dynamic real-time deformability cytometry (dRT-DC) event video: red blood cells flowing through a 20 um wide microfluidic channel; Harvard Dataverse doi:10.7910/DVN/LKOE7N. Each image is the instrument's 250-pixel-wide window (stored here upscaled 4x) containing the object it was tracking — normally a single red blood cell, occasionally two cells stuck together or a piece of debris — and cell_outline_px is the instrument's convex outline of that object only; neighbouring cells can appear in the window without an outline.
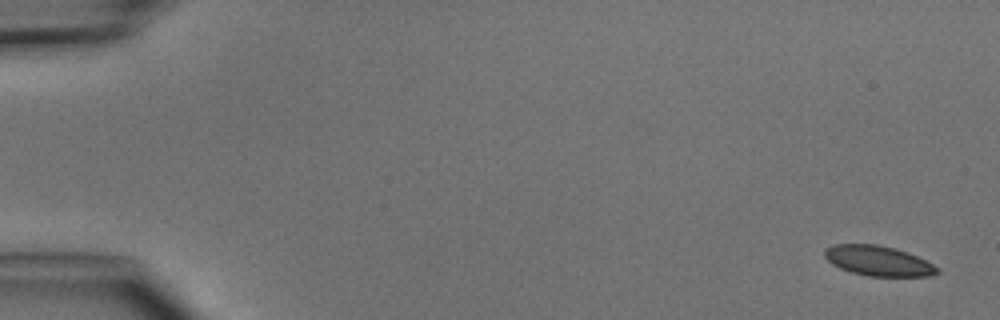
{"species": "common noctule bat (a hibernating species)", "species_latin": "Nyctalus noctula", "temperature_condition": "cold", "stored_images_in_passage": 2, "camera_frame_rate_fps": 3000, "um_per_image_px": 0.085, "animal": {"sex": "male", "body_mass_g": 15.6}, "frame": {"image": 1, "passage_image": 1, "time_ms": 0.0, "image_size_px": [1000, 320], "cell_outline_px": [[940, 272], [928, 276], [868, 276], [852, 272], [840, 268], [832, 264], [824, 256], [824, 248], [832, 244], [876, 244], [896, 248], [908, 252], [940, 268]], "centroid_in_image_um": [74.63, 22.16], "position_along_channel_um": 10.4, "area_um2": 19.77}}